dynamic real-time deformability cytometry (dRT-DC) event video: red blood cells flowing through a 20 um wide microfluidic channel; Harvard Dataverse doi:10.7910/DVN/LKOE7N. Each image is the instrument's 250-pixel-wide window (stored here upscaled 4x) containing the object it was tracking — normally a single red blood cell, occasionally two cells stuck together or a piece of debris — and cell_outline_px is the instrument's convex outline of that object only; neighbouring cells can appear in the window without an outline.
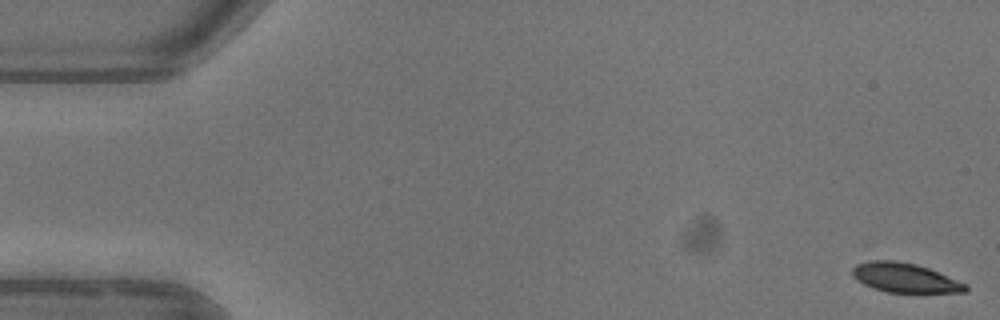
{"species": "common noctule bat (a hibernating species)", "species_latin": "Nyctalus noctula", "temperature_condition": "warm", "stored_images_in_passage": 5, "camera_frame_rate_fps": 3000, "um_per_image_px": 0.085, "animal": {"sex": "female"}, "frame": {"image": 1, "passage_image": 1, "time_ms": 0.0, "image_size_px": [1000, 320], "cell_outline_px": [[968, 292], [888, 292], [872, 288], [856, 280], [852, 276], [852, 268], [856, 264], [868, 260], [896, 260], [916, 264], [928, 268], [968, 284]], "centroid_in_image_um": [76.89, 23.6], "position_along_channel_um": 8.1, "area_um2": 19.48}}
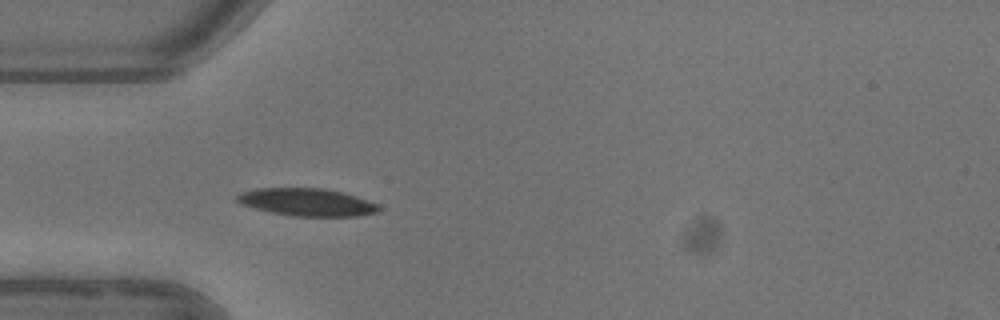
{"frame": {"image": 2, "passage_image": 5, "time_ms": 5.0, "image_size_px": [1000, 320], "cell_outline_px": [[380, 212], [360, 216], [292, 216], [272, 212], [256, 208], [244, 204], [236, 200], [236, 196], [244, 192], [256, 188], [324, 188], [340, 192], [368, 200], [380, 204]], "centroid_in_image_um": [26.16, 17.19], "position_along_channel_um": 58.8, "area_um2": 22.6}}